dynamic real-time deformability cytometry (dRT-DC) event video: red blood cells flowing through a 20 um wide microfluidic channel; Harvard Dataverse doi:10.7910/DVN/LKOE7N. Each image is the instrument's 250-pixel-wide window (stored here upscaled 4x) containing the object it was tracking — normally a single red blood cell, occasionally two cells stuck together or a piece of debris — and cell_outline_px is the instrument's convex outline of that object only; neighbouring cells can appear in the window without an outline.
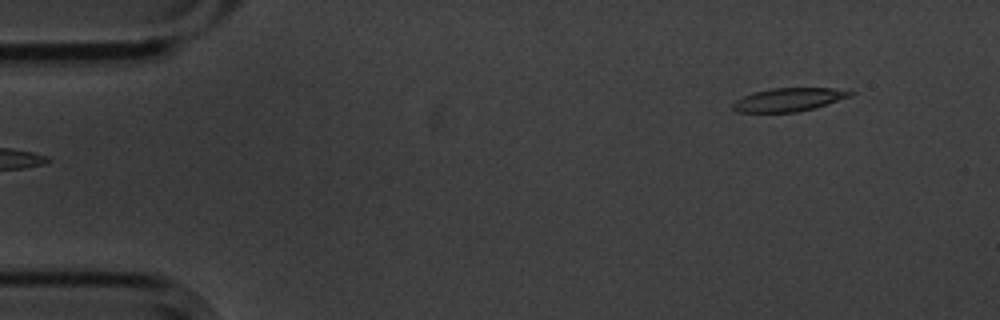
{"species": "common noctule bat (a hibernating species)", "species_latin": "Nyctalus noctula", "temperature_condition": "cold", "stored_images_in_passage": 3, "camera_frame_rate_fps": 3000, "um_per_image_px": 0.085, "animal": {"sex": "male", "body_mass_g": 20.1, "forearm_length_mm": 53.5}, "frame": {"image": 1, "passage_image": 3, "time_ms": 0.667, "image_size_px": [1000, 320], "cell_outline_px": [[856, 92], [852, 96], [812, 108], [796, 112], [736, 112], [732, 108], [732, 104], [736, 100], [752, 92], [772, 88], [832, 88]], "centroid_in_image_um": [67.01, 8.46], "position_along_channel_um": 18.0, "area_um2": 15.84}}